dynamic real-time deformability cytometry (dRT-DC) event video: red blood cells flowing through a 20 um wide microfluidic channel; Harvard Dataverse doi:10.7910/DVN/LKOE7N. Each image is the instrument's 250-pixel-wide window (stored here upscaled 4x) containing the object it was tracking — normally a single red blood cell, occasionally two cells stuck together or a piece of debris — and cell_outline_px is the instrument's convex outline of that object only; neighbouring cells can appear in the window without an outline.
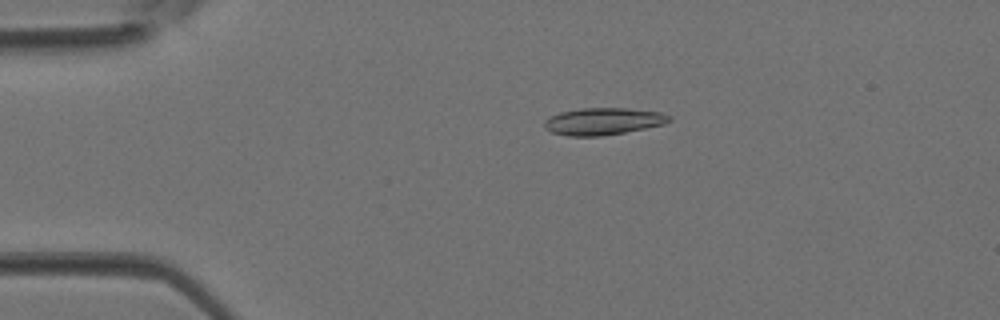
{"species": "Egyptian fruit bat (a non-hibernating species)", "species_latin": "Rousettus aegyptiacus", "temperature_condition": "room temperature", "stored_images_in_passage": 2, "camera_frame_rate_fps": 3000, "um_per_image_px": 0.085, "animal": {"sex": "female"}, "frame": {"image": 1, "passage_image": 1, "time_ms": 0.0, "image_size_px": [1000, 320], "cell_outline_px": [[672, 120], [664, 124], [624, 132], [600, 136], [568, 136], [552, 132], [544, 128], [544, 120], [548, 116], [560, 112], [580, 108], [624, 108], [664, 112], [672, 116]], "centroid_in_image_um": [51.26, 10.3], "position_along_channel_um": 33.7, "area_um2": 19.83}}